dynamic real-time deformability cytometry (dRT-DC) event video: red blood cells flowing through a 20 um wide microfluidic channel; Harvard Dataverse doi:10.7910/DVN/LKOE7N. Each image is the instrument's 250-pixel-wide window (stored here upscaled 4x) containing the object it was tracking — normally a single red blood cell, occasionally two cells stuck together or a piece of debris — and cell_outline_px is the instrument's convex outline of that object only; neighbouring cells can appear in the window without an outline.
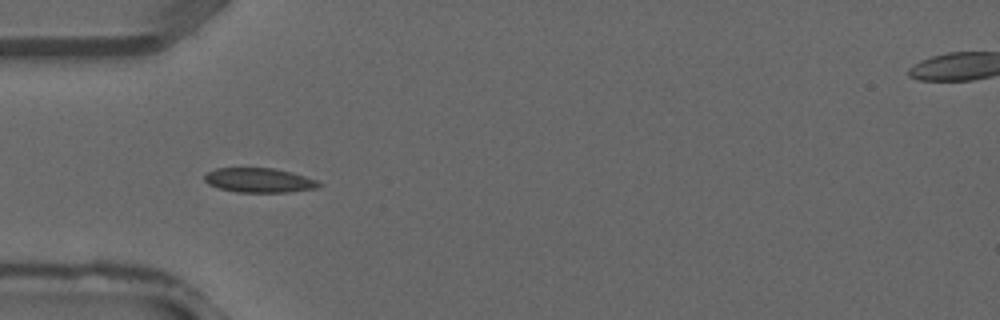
{"species": "common noctule bat (a hibernating species)", "species_latin": "Nyctalus noctula", "temperature_condition": "warm", "stored_images_in_passage": 38, "camera_frame_rate_fps": 3000, "um_per_image_px": 0.085, "animal": {"sex": "male", "forearm_length_mm": 52.5}, "frame": {"image": 1, "passage_image": 12, "time_ms": 3.667, "image_size_px": [1000, 320], "cell_outline_px": [[324, 184], [316, 188], [288, 192], [236, 192], [220, 188], [208, 184], [204, 180], [204, 176], [208, 172], [216, 168], [276, 168], [292, 172], [316, 180]], "centroid_in_image_um": [22.04, 15.32], "position_along_channel_um": 63.0, "area_um2": 16.3}}
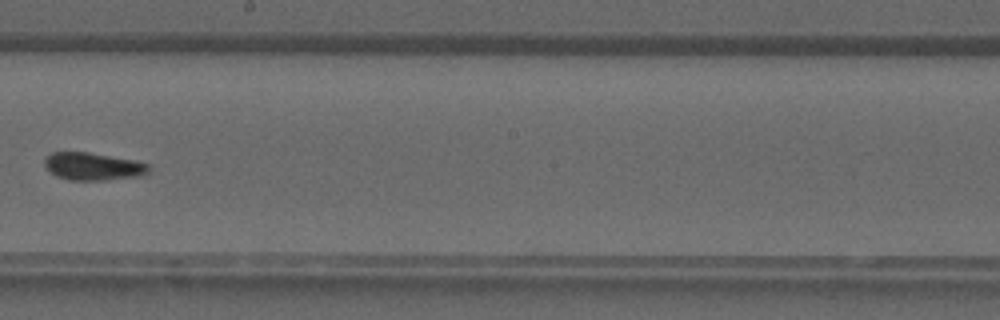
{"frame": {"image": 2, "passage_image": 22, "time_ms": 7.0, "image_size_px": [1000, 320], "cell_outline_px": [[152, 168], [144, 176], [100, 180], [68, 180], [56, 176], [44, 164], [44, 160], [52, 152], [88, 152], [136, 160], [148, 164]], "centroid_in_image_um": [7.96, 14.14], "position_along_channel_um": 240.2, "area_um2": 16.82}}
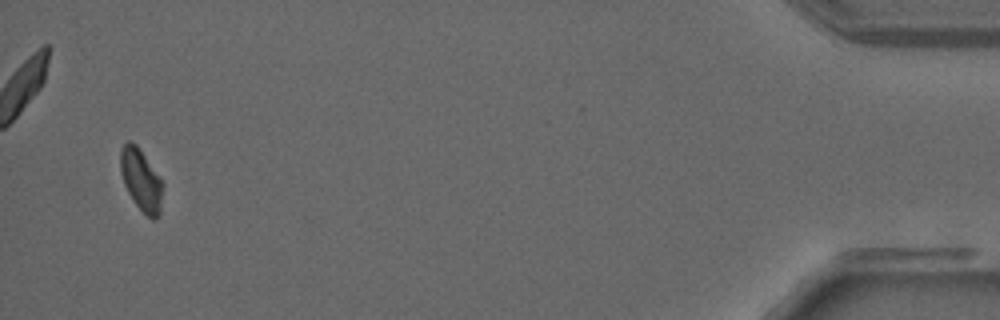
{"frame": {"image": 3, "passage_image": 37, "time_ms": 12.0, "image_size_px": [1000, 320], "cell_outline_px": [[164, 184], [160, 216], [156, 220], [152, 220], [136, 204], [128, 192], [124, 184], [120, 172], [120, 148], [128, 140], [136, 144]], "centroid_in_image_um": [12.0, 15.32], "position_along_channel_um": 423.2, "area_um2": 15.26}}